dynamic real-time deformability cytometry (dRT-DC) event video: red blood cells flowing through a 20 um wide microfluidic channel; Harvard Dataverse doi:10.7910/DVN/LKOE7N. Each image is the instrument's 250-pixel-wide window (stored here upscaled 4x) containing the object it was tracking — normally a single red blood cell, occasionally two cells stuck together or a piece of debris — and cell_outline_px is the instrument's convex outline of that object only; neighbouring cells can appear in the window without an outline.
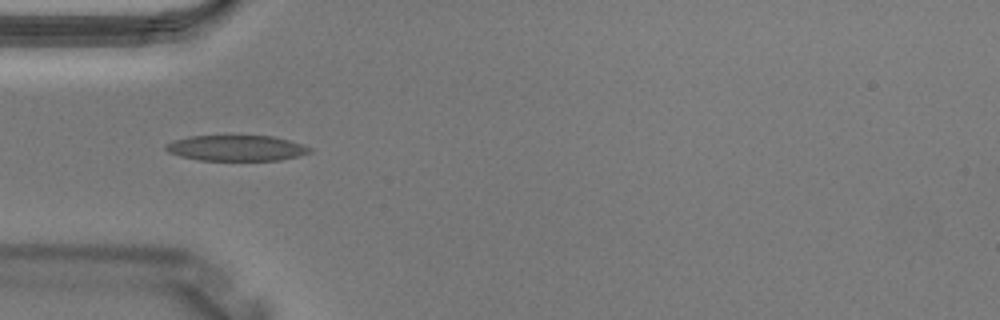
{"species": "Egyptian fruit bat (a non-hibernating species)", "species_latin": "Rousettus aegyptiacus", "temperature_condition": "warm", "stored_images_in_passage": 4, "camera_frame_rate_fps": 3000, "um_per_image_px": 0.085, "animal": {"sex": "male"}, "frame": {"image": 1, "passage_image": 3, "time_ms": 0.667, "image_size_px": [1000, 320], "cell_outline_px": [[312, 152], [300, 156], [280, 160], [200, 160], [180, 156], [168, 152], [164, 148], [164, 144], [172, 140], [192, 136], [272, 136], [288, 140], [312, 148]], "centroid_in_image_um": [20.07, 12.59], "position_along_channel_um": 64.9, "area_um2": 21.5}}